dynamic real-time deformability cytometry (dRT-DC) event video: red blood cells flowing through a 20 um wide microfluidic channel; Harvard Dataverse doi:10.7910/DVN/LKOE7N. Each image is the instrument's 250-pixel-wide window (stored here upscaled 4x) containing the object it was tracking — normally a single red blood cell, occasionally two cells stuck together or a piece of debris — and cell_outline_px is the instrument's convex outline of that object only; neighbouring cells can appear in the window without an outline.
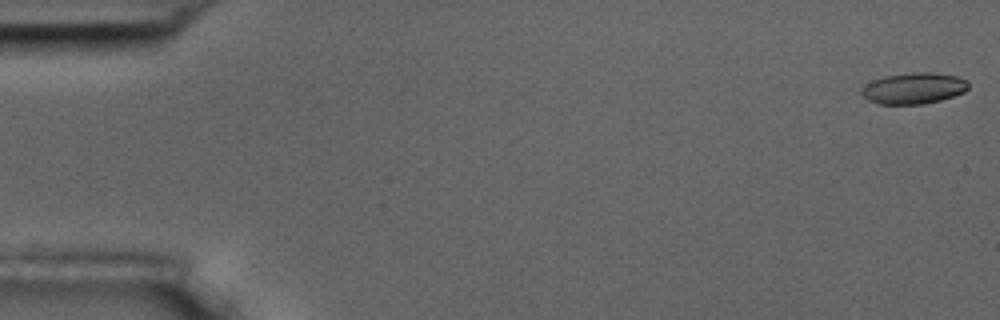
{"species": "common noctule bat (a hibernating species)", "species_latin": "Nyctalus noctula", "temperature_condition": "room temperature", "stored_images_in_passage": 6, "camera_frame_rate_fps": 3000, "um_per_image_px": 0.085, "animal": {"sex": "male", "body_mass_g": 17.5, "forearm_length_mm": 52.3}, "frame": {"image": 1, "passage_image": 1, "time_ms": 0.0, "image_size_px": [1000, 320], "cell_outline_px": [[968, 88], [964, 92], [940, 100], [924, 104], [880, 104], [868, 100], [860, 92], [860, 88], [872, 80], [884, 76], [912, 72], [928, 72], [956, 76], [968, 80]], "centroid_in_image_um": [77.64, 7.5], "position_along_channel_um": 7.4, "area_um2": 19.42}}
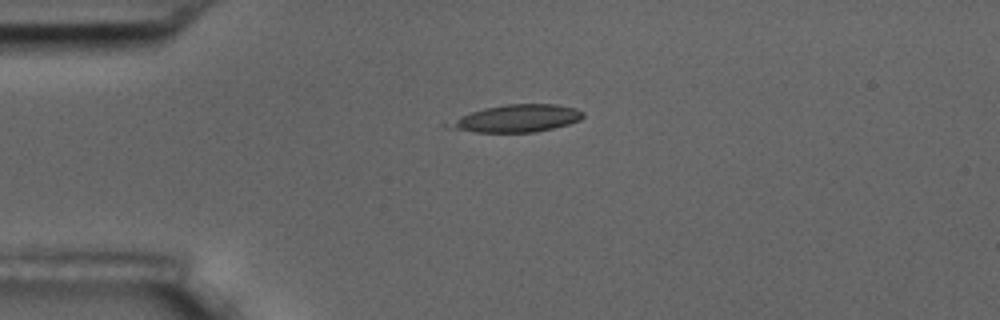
{"frame": {"image": 2, "passage_image": 5, "time_ms": 4.333, "image_size_px": [1000, 320], "cell_outline_px": [[584, 116], [580, 120], [568, 124], [536, 132], [476, 132], [444, 128], [440, 124], [460, 116], [484, 108], [508, 104], [556, 104], [576, 108], [584, 112]], "centroid_in_image_um": [43.85, 10.07], "position_along_channel_um": 41.1, "area_um2": 21.62}}